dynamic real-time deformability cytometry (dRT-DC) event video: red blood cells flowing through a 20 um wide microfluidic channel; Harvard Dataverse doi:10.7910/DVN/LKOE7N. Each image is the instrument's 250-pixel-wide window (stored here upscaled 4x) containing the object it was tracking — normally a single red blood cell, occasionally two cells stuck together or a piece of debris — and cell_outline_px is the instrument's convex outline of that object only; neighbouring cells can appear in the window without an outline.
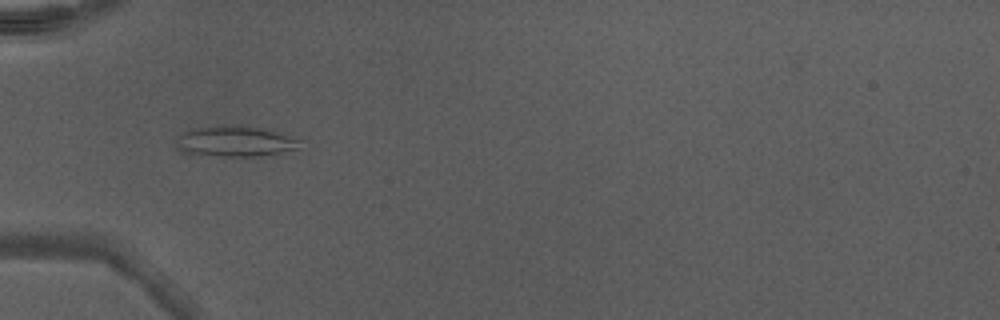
{"species": "Egyptian fruit bat (a non-hibernating species)", "species_latin": "Rousettus aegyptiacus", "temperature_condition": "warm", "stored_images_in_passage": 32, "camera_frame_rate_fps": 3000, "um_per_image_px": 0.085, "animal": {"sex": "male"}, "frame": {"image": 1, "passage_image": 1, "time_ms": 0.0, "image_size_px": [1000, 320], "cell_outline_px": [[304, 140], [296, 148], [264, 156], [188, 156], [180, 152], [176, 148], [176, 144], [180, 136], [184, 132], [200, 128], [268, 128]], "centroid_in_image_um": [19.99, 12.09], "position_along_channel_um": 65.0, "area_um2": 21.68}}
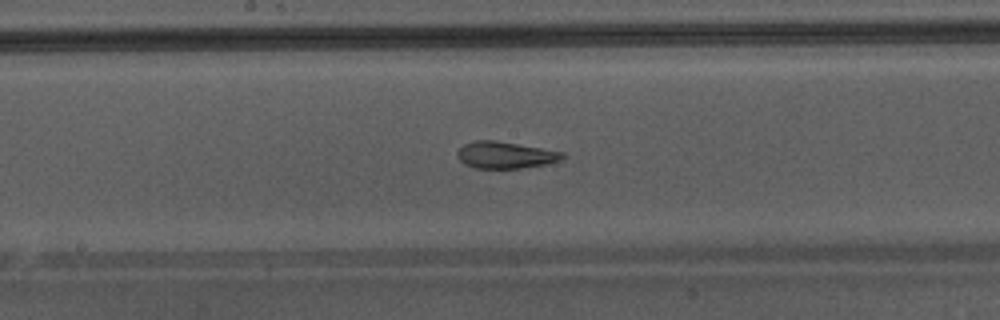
{"frame": {"image": 2, "passage_image": 11, "time_ms": 3.333, "image_size_px": [1000, 320], "cell_outline_px": [[564, 156], [560, 160], [544, 164], [520, 168], [476, 168], [464, 164], [456, 156], [456, 152], [464, 144], [476, 140], [496, 140], [564, 152]], "centroid_in_image_um": [42.91, 13.17], "position_along_channel_um": 205.3, "area_um2": 16.3}}
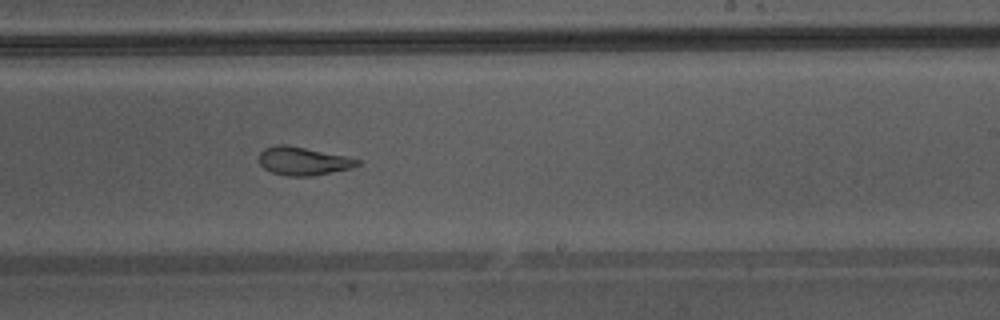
{"frame": {"image": 3, "passage_image": 15, "time_ms": 4.667, "image_size_px": [1000, 320], "cell_outline_px": [[360, 164], [352, 168], [312, 176], [288, 176], [272, 172], [264, 168], [260, 164], [260, 152], [264, 148], [276, 144], [284, 144], [348, 156], [360, 160]], "centroid_in_image_um": [25.78, 13.69], "position_along_channel_um": 263.2, "area_um2": 16.18}, "authors_computed_cell_mechanics": {"area_um2": 17.1377, "velocity_mm_per_s": 4.3554, "shape_relaxation_time_tau1_ms": null, "shape_relaxation_time_tau2_ms": 1.129, "deformation_change_tau1": null, "deformation_change_tau2": 0.0981}}